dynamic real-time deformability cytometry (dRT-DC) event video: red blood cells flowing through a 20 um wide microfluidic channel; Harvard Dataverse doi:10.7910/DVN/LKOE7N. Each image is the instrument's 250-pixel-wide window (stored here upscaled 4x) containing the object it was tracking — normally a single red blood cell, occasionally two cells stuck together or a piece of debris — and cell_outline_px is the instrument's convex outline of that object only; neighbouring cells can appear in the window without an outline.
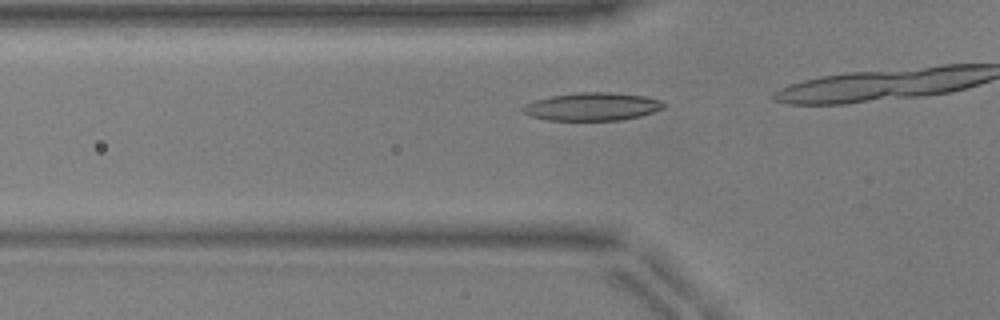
{"species": "common noctule bat (a hibernating species)", "species_latin": "Nyctalus noctula", "temperature_condition": "warm", "stored_images_in_passage": 15, "camera_frame_rate_fps": 3000, "um_per_image_px": 0.085, "animal": {"sex": "male", "body_mass_g": 17.9, "forearm_length_mm": 54.2}, "frame": {"image": 1, "passage_image": 11, "time_ms": 3.333, "image_size_px": [1000, 320], "cell_outline_px": [[664, 108], [640, 116], [620, 120], [548, 120], [532, 116], [524, 112], [520, 108], [524, 104], [536, 100], [552, 96], [580, 92], [608, 92], [644, 96], [660, 100], [664, 104]], "centroid_in_image_um": [50.33, 9.06], "position_along_channel_um": 75.5, "area_um2": 22.72}}